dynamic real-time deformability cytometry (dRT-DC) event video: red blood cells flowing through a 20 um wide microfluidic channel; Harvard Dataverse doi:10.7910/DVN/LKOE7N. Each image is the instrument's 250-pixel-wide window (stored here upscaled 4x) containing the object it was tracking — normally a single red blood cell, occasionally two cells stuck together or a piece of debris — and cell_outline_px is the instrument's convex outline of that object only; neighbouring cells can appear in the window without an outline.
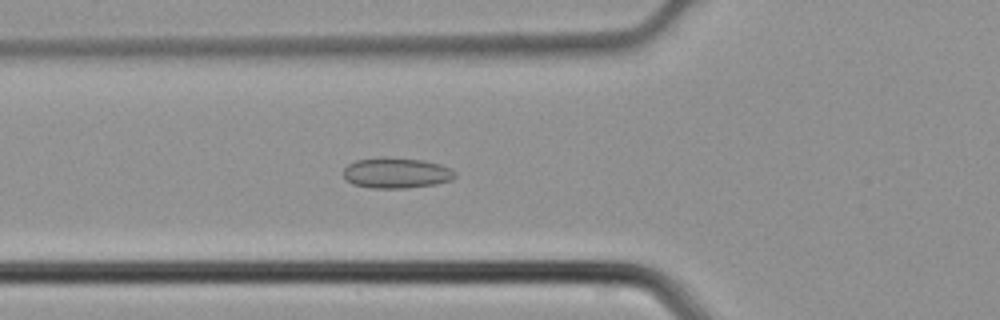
{"species": "common noctule bat (a hibernating species)", "species_latin": "Nyctalus noctula", "temperature_condition": "cold", "stored_images_in_passage": 44, "camera_frame_rate_fps": 3000, "um_per_image_px": 0.085, "animal": {"sex": "male", "body_mass_g": 21.5, "forearm_length_mm": 52.0}, "frame": {"image": 1, "passage_image": 16, "time_ms": 5.0, "image_size_px": [1000, 320], "cell_outline_px": [[456, 176], [452, 180], [436, 184], [404, 188], [372, 188], [352, 184], [344, 180], [344, 168], [348, 164], [356, 160], [380, 156], [388, 156], [424, 160], [440, 164], [456, 172]], "centroid_in_image_um": [33.66, 14.68], "position_along_channel_um": 92.1, "area_um2": 20.23}}
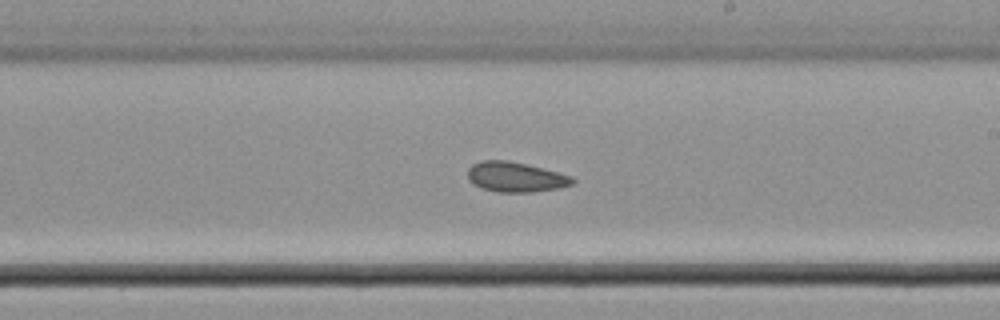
{"frame": {"image": 2, "passage_image": 26, "time_ms": 8.333, "image_size_px": [1000, 320], "cell_outline_px": [[576, 180], [572, 184], [556, 188], [528, 192], [496, 192], [480, 188], [472, 184], [468, 180], [468, 168], [472, 164], [480, 160], [508, 160], [572, 176]], "centroid_in_image_um": [43.75, 15.04], "position_along_channel_um": 245.3, "area_um2": 18.21}}
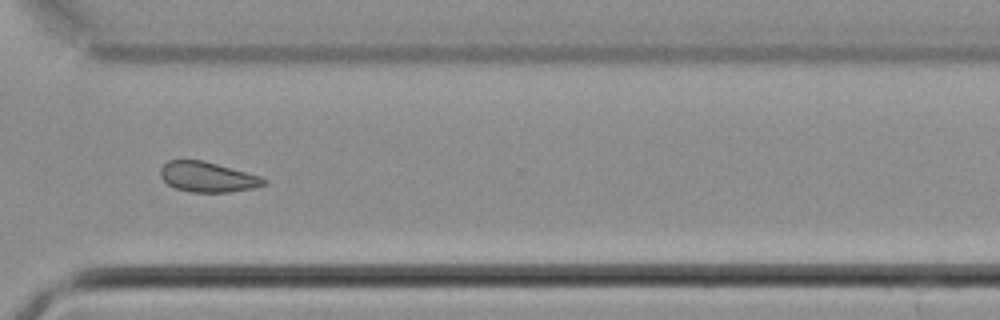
{"frame": {"image": 3, "passage_image": 33, "time_ms": 10.667, "image_size_px": [1000, 320], "cell_outline_px": [[268, 180], [264, 184], [252, 188], [228, 192], [192, 192], [176, 188], [168, 184], [160, 176], [160, 168], [168, 160], [204, 160], [260, 176]], "centroid_in_image_um": [17.62, 15.03], "position_along_channel_um": 353.0, "area_um2": 18.03}}